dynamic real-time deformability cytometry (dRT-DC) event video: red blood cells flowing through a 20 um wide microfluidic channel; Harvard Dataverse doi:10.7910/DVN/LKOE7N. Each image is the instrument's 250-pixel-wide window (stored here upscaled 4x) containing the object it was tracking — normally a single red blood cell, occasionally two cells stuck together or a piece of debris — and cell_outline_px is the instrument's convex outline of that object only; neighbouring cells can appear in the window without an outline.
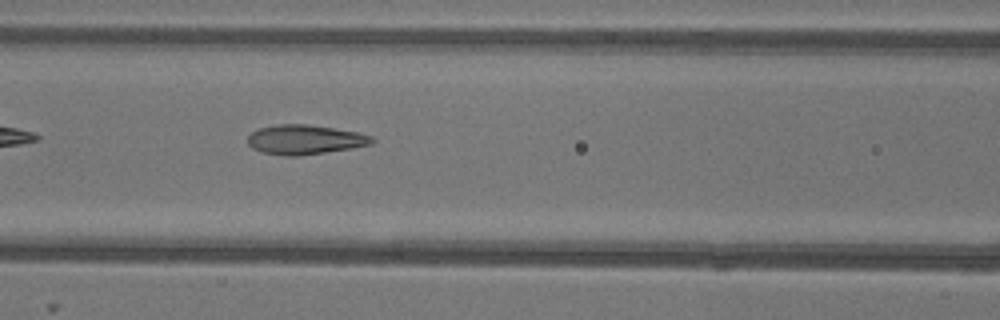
{"species": "common noctule bat (a hibernating species)", "species_latin": "Nyctalus noctula", "temperature_condition": "warm", "stored_images_in_passage": 36, "camera_frame_rate_fps": 3000, "um_per_image_px": 0.085, "animal": {"sex": "female"}, "frame": {"image": 1, "passage_image": 6, "time_ms": 1.667, "image_size_px": [1000, 320], "cell_outline_px": [[376, 140], [372, 144], [352, 148], [300, 156], [284, 156], [260, 152], [252, 148], [248, 144], [248, 136], [252, 132], [260, 128], [276, 124], [304, 124], [332, 128], [356, 132], [372, 136]], "centroid_in_image_um": [25.9, 11.88], "position_along_channel_um": 140.7, "area_um2": 21.39}}
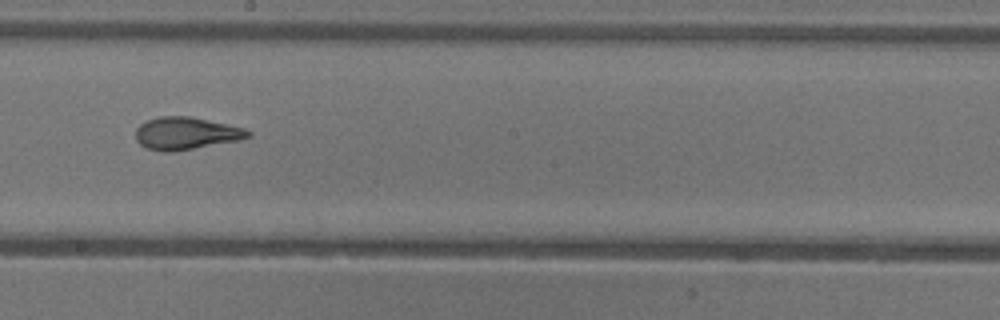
{"frame": {"image": 2, "passage_image": 13, "time_ms": 4.0, "image_size_px": [1000, 320], "cell_outline_px": [[252, 136], [240, 140], [172, 152], [164, 152], [144, 148], [136, 140], [136, 128], [140, 124], [148, 120], [160, 116], [188, 116], [244, 128], [252, 132]], "centroid_in_image_um": [15.8, 11.35], "position_along_channel_um": 232.4, "area_um2": 21.21}}
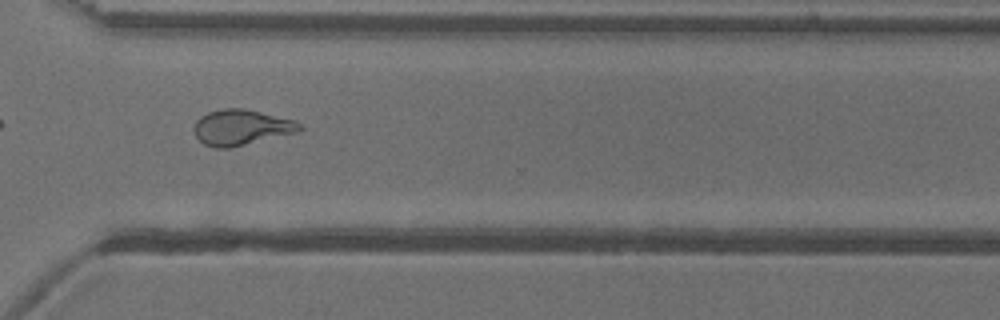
{"frame": {"image": 3, "passage_image": 22, "time_ms": 7.0, "image_size_px": [1000, 320], "cell_outline_px": [[304, 128], [296, 132], [228, 148], [216, 148], [204, 144], [196, 136], [192, 128], [196, 120], [200, 116], [208, 112], [224, 108], [244, 108], [296, 120]], "centroid_in_image_um": [20.48, 10.81], "position_along_channel_um": 350.1, "area_um2": 21.79}}